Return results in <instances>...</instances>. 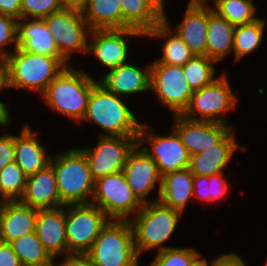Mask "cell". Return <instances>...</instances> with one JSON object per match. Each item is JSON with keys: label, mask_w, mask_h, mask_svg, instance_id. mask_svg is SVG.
<instances>
[{"label": "cell", "mask_w": 267, "mask_h": 266, "mask_svg": "<svg viewBox=\"0 0 267 266\" xmlns=\"http://www.w3.org/2000/svg\"><path fill=\"white\" fill-rule=\"evenodd\" d=\"M15 161V134L5 132L0 135V170Z\"/></svg>", "instance_id": "f35d334b"}, {"label": "cell", "mask_w": 267, "mask_h": 266, "mask_svg": "<svg viewBox=\"0 0 267 266\" xmlns=\"http://www.w3.org/2000/svg\"><path fill=\"white\" fill-rule=\"evenodd\" d=\"M172 128L179 135L190 156L218 144L233 128L218 122L193 121L182 115H172Z\"/></svg>", "instance_id": "2e32d148"}, {"label": "cell", "mask_w": 267, "mask_h": 266, "mask_svg": "<svg viewBox=\"0 0 267 266\" xmlns=\"http://www.w3.org/2000/svg\"><path fill=\"white\" fill-rule=\"evenodd\" d=\"M109 220L105 212L92 203L65 205L68 254H85Z\"/></svg>", "instance_id": "30bf717a"}, {"label": "cell", "mask_w": 267, "mask_h": 266, "mask_svg": "<svg viewBox=\"0 0 267 266\" xmlns=\"http://www.w3.org/2000/svg\"><path fill=\"white\" fill-rule=\"evenodd\" d=\"M123 99L98 81L93 86L81 123L98 125L103 130L99 134L103 136H138L142 122Z\"/></svg>", "instance_id": "7a4b0ae2"}, {"label": "cell", "mask_w": 267, "mask_h": 266, "mask_svg": "<svg viewBox=\"0 0 267 266\" xmlns=\"http://www.w3.org/2000/svg\"><path fill=\"white\" fill-rule=\"evenodd\" d=\"M144 37L152 40L164 39L163 41H165L161 48V56L150 63L183 66L195 55L163 20Z\"/></svg>", "instance_id": "4316f807"}, {"label": "cell", "mask_w": 267, "mask_h": 266, "mask_svg": "<svg viewBox=\"0 0 267 266\" xmlns=\"http://www.w3.org/2000/svg\"><path fill=\"white\" fill-rule=\"evenodd\" d=\"M230 253L220 254L218 257H214L213 260L208 262L207 258H204L200 254L191 264V266H218Z\"/></svg>", "instance_id": "ee69618b"}, {"label": "cell", "mask_w": 267, "mask_h": 266, "mask_svg": "<svg viewBox=\"0 0 267 266\" xmlns=\"http://www.w3.org/2000/svg\"><path fill=\"white\" fill-rule=\"evenodd\" d=\"M17 46L26 52L59 58L67 67L71 64L59 53L45 21L38 18L17 20Z\"/></svg>", "instance_id": "d6986e66"}, {"label": "cell", "mask_w": 267, "mask_h": 266, "mask_svg": "<svg viewBox=\"0 0 267 266\" xmlns=\"http://www.w3.org/2000/svg\"><path fill=\"white\" fill-rule=\"evenodd\" d=\"M16 31L17 20L13 17L0 13V60L5 61L7 57L18 47Z\"/></svg>", "instance_id": "8d00e7d4"}, {"label": "cell", "mask_w": 267, "mask_h": 266, "mask_svg": "<svg viewBox=\"0 0 267 266\" xmlns=\"http://www.w3.org/2000/svg\"><path fill=\"white\" fill-rule=\"evenodd\" d=\"M81 11L91 30L122 29L120 0H85Z\"/></svg>", "instance_id": "83f0119b"}, {"label": "cell", "mask_w": 267, "mask_h": 266, "mask_svg": "<svg viewBox=\"0 0 267 266\" xmlns=\"http://www.w3.org/2000/svg\"><path fill=\"white\" fill-rule=\"evenodd\" d=\"M163 21L190 48L195 55H205L207 50L208 6L187 5L182 19L173 27L167 13Z\"/></svg>", "instance_id": "ffe728a7"}, {"label": "cell", "mask_w": 267, "mask_h": 266, "mask_svg": "<svg viewBox=\"0 0 267 266\" xmlns=\"http://www.w3.org/2000/svg\"><path fill=\"white\" fill-rule=\"evenodd\" d=\"M150 92L171 115H181L194 92L184 76L182 66L150 63Z\"/></svg>", "instance_id": "7c38bea8"}, {"label": "cell", "mask_w": 267, "mask_h": 266, "mask_svg": "<svg viewBox=\"0 0 267 266\" xmlns=\"http://www.w3.org/2000/svg\"><path fill=\"white\" fill-rule=\"evenodd\" d=\"M155 253L153 261L148 266H191L200 255V252L193 247L176 246Z\"/></svg>", "instance_id": "d590c367"}, {"label": "cell", "mask_w": 267, "mask_h": 266, "mask_svg": "<svg viewBox=\"0 0 267 266\" xmlns=\"http://www.w3.org/2000/svg\"><path fill=\"white\" fill-rule=\"evenodd\" d=\"M183 214L164 206L159 201L143 204L137 214L129 220L138 255L152 250L173 248L165 245L173 236Z\"/></svg>", "instance_id": "3957f363"}, {"label": "cell", "mask_w": 267, "mask_h": 266, "mask_svg": "<svg viewBox=\"0 0 267 266\" xmlns=\"http://www.w3.org/2000/svg\"><path fill=\"white\" fill-rule=\"evenodd\" d=\"M0 266H22L10 243L0 241Z\"/></svg>", "instance_id": "60d3db41"}, {"label": "cell", "mask_w": 267, "mask_h": 266, "mask_svg": "<svg viewBox=\"0 0 267 266\" xmlns=\"http://www.w3.org/2000/svg\"><path fill=\"white\" fill-rule=\"evenodd\" d=\"M9 105V103L7 104V102H3L0 98V128L2 131H4L3 129H8V126L10 128L12 123V114H10Z\"/></svg>", "instance_id": "7bdbcfd3"}, {"label": "cell", "mask_w": 267, "mask_h": 266, "mask_svg": "<svg viewBox=\"0 0 267 266\" xmlns=\"http://www.w3.org/2000/svg\"><path fill=\"white\" fill-rule=\"evenodd\" d=\"M105 73L99 77V82L119 97L150 92V62L139 67L129 60L128 63L119 65Z\"/></svg>", "instance_id": "e0dca14e"}, {"label": "cell", "mask_w": 267, "mask_h": 266, "mask_svg": "<svg viewBox=\"0 0 267 266\" xmlns=\"http://www.w3.org/2000/svg\"><path fill=\"white\" fill-rule=\"evenodd\" d=\"M122 172L134 195L142 204L158 201L162 176L154 160L138 144L129 153ZM154 189L158 196L153 199L148 198Z\"/></svg>", "instance_id": "9a60e30c"}, {"label": "cell", "mask_w": 267, "mask_h": 266, "mask_svg": "<svg viewBox=\"0 0 267 266\" xmlns=\"http://www.w3.org/2000/svg\"><path fill=\"white\" fill-rule=\"evenodd\" d=\"M225 172L206 175H194L193 179V198L200 200L202 204L208 205L220 204L222 200H226L229 194L230 184L225 179Z\"/></svg>", "instance_id": "4dcf8cb0"}, {"label": "cell", "mask_w": 267, "mask_h": 266, "mask_svg": "<svg viewBox=\"0 0 267 266\" xmlns=\"http://www.w3.org/2000/svg\"><path fill=\"white\" fill-rule=\"evenodd\" d=\"M19 201L37 210L64 206L58 193L56 175L50 164L27 176L25 191Z\"/></svg>", "instance_id": "7402d4cb"}, {"label": "cell", "mask_w": 267, "mask_h": 266, "mask_svg": "<svg viewBox=\"0 0 267 266\" xmlns=\"http://www.w3.org/2000/svg\"><path fill=\"white\" fill-rule=\"evenodd\" d=\"M212 4L213 11L234 26L248 24L259 18L256 16L258 7L254 0H215Z\"/></svg>", "instance_id": "d6a6232c"}, {"label": "cell", "mask_w": 267, "mask_h": 266, "mask_svg": "<svg viewBox=\"0 0 267 266\" xmlns=\"http://www.w3.org/2000/svg\"><path fill=\"white\" fill-rule=\"evenodd\" d=\"M215 64L218 63L205 55H194L182 66L186 81L193 91L211 84L219 77V75L216 74Z\"/></svg>", "instance_id": "836d02e7"}, {"label": "cell", "mask_w": 267, "mask_h": 266, "mask_svg": "<svg viewBox=\"0 0 267 266\" xmlns=\"http://www.w3.org/2000/svg\"><path fill=\"white\" fill-rule=\"evenodd\" d=\"M59 53L71 64L73 54H87L91 29L81 8L64 7L43 18Z\"/></svg>", "instance_id": "9c48e42d"}, {"label": "cell", "mask_w": 267, "mask_h": 266, "mask_svg": "<svg viewBox=\"0 0 267 266\" xmlns=\"http://www.w3.org/2000/svg\"><path fill=\"white\" fill-rule=\"evenodd\" d=\"M122 29L133 28L144 36L163 19L144 0H120Z\"/></svg>", "instance_id": "f546056e"}, {"label": "cell", "mask_w": 267, "mask_h": 266, "mask_svg": "<svg viewBox=\"0 0 267 266\" xmlns=\"http://www.w3.org/2000/svg\"><path fill=\"white\" fill-rule=\"evenodd\" d=\"M155 130L142 123L137 144L154 160L160 175L189 167L190 155L177 132L172 127L165 135L157 134Z\"/></svg>", "instance_id": "8fae6325"}, {"label": "cell", "mask_w": 267, "mask_h": 266, "mask_svg": "<svg viewBox=\"0 0 267 266\" xmlns=\"http://www.w3.org/2000/svg\"><path fill=\"white\" fill-rule=\"evenodd\" d=\"M235 26L220 17L208 5L207 50L206 56L216 62L232 55Z\"/></svg>", "instance_id": "484cf974"}, {"label": "cell", "mask_w": 267, "mask_h": 266, "mask_svg": "<svg viewBox=\"0 0 267 266\" xmlns=\"http://www.w3.org/2000/svg\"><path fill=\"white\" fill-rule=\"evenodd\" d=\"M233 128L218 144L215 146L190 156L189 169L193 175L210 176L225 172L229 163L232 161L234 152H246V145H239Z\"/></svg>", "instance_id": "ac0fdd59"}, {"label": "cell", "mask_w": 267, "mask_h": 266, "mask_svg": "<svg viewBox=\"0 0 267 266\" xmlns=\"http://www.w3.org/2000/svg\"><path fill=\"white\" fill-rule=\"evenodd\" d=\"M96 266H139L129 220H109L85 253Z\"/></svg>", "instance_id": "8992f818"}, {"label": "cell", "mask_w": 267, "mask_h": 266, "mask_svg": "<svg viewBox=\"0 0 267 266\" xmlns=\"http://www.w3.org/2000/svg\"><path fill=\"white\" fill-rule=\"evenodd\" d=\"M266 262L263 264L264 266H267V257H266V260H265Z\"/></svg>", "instance_id": "f907efd6"}, {"label": "cell", "mask_w": 267, "mask_h": 266, "mask_svg": "<svg viewBox=\"0 0 267 266\" xmlns=\"http://www.w3.org/2000/svg\"><path fill=\"white\" fill-rule=\"evenodd\" d=\"M193 179L189 167L162 176L161 192L158 201L168 208L184 214L193 199Z\"/></svg>", "instance_id": "d4e9b609"}, {"label": "cell", "mask_w": 267, "mask_h": 266, "mask_svg": "<svg viewBox=\"0 0 267 266\" xmlns=\"http://www.w3.org/2000/svg\"><path fill=\"white\" fill-rule=\"evenodd\" d=\"M128 37L139 39L144 38V35L133 28L91 30L87 54H93L108 72L129 62L131 55H129V43L126 41Z\"/></svg>", "instance_id": "5bb4252c"}, {"label": "cell", "mask_w": 267, "mask_h": 266, "mask_svg": "<svg viewBox=\"0 0 267 266\" xmlns=\"http://www.w3.org/2000/svg\"><path fill=\"white\" fill-rule=\"evenodd\" d=\"M37 132L26 121L19 135H15V162L27 176L46 168L53 156L48 154V147L38 139Z\"/></svg>", "instance_id": "cb8c5ba5"}, {"label": "cell", "mask_w": 267, "mask_h": 266, "mask_svg": "<svg viewBox=\"0 0 267 266\" xmlns=\"http://www.w3.org/2000/svg\"><path fill=\"white\" fill-rule=\"evenodd\" d=\"M162 19L165 11V0H144Z\"/></svg>", "instance_id": "bcb514c9"}, {"label": "cell", "mask_w": 267, "mask_h": 266, "mask_svg": "<svg viewBox=\"0 0 267 266\" xmlns=\"http://www.w3.org/2000/svg\"><path fill=\"white\" fill-rule=\"evenodd\" d=\"M0 13L18 20L21 18V0H0Z\"/></svg>", "instance_id": "b9f144b4"}, {"label": "cell", "mask_w": 267, "mask_h": 266, "mask_svg": "<svg viewBox=\"0 0 267 266\" xmlns=\"http://www.w3.org/2000/svg\"><path fill=\"white\" fill-rule=\"evenodd\" d=\"M215 0H189L187 5L210 6ZM209 2V3H208ZM211 2V3H210Z\"/></svg>", "instance_id": "681fc988"}, {"label": "cell", "mask_w": 267, "mask_h": 266, "mask_svg": "<svg viewBox=\"0 0 267 266\" xmlns=\"http://www.w3.org/2000/svg\"><path fill=\"white\" fill-rule=\"evenodd\" d=\"M61 259L59 263L56 262L57 257L53 258L50 266H96L86 254L70 253L61 256Z\"/></svg>", "instance_id": "ab89813d"}, {"label": "cell", "mask_w": 267, "mask_h": 266, "mask_svg": "<svg viewBox=\"0 0 267 266\" xmlns=\"http://www.w3.org/2000/svg\"><path fill=\"white\" fill-rule=\"evenodd\" d=\"M35 233L52 258L68 254L65 226V205L38 210Z\"/></svg>", "instance_id": "44dd1931"}, {"label": "cell", "mask_w": 267, "mask_h": 266, "mask_svg": "<svg viewBox=\"0 0 267 266\" xmlns=\"http://www.w3.org/2000/svg\"><path fill=\"white\" fill-rule=\"evenodd\" d=\"M70 65L54 78L40 95L44 105L71 122L81 124L93 86L99 81L84 68Z\"/></svg>", "instance_id": "6da1fadb"}, {"label": "cell", "mask_w": 267, "mask_h": 266, "mask_svg": "<svg viewBox=\"0 0 267 266\" xmlns=\"http://www.w3.org/2000/svg\"><path fill=\"white\" fill-rule=\"evenodd\" d=\"M65 7L81 8L85 0H60Z\"/></svg>", "instance_id": "c3c4849f"}, {"label": "cell", "mask_w": 267, "mask_h": 266, "mask_svg": "<svg viewBox=\"0 0 267 266\" xmlns=\"http://www.w3.org/2000/svg\"><path fill=\"white\" fill-rule=\"evenodd\" d=\"M50 165L55 172L58 193L64 205L91 203L95 180L79 147L54 154Z\"/></svg>", "instance_id": "5b68a950"}, {"label": "cell", "mask_w": 267, "mask_h": 266, "mask_svg": "<svg viewBox=\"0 0 267 266\" xmlns=\"http://www.w3.org/2000/svg\"><path fill=\"white\" fill-rule=\"evenodd\" d=\"M7 89V66L5 61L0 60V94Z\"/></svg>", "instance_id": "7dc6e473"}, {"label": "cell", "mask_w": 267, "mask_h": 266, "mask_svg": "<svg viewBox=\"0 0 267 266\" xmlns=\"http://www.w3.org/2000/svg\"><path fill=\"white\" fill-rule=\"evenodd\" d=\"M218 266H244V258L236 252H230Z\"/></svg>", "instance_id": "f6af8a7d"}, {"label": "cell", "mask_w": 267, "mask_h": 266, "mask_svg": "<svg viewBox=\"0 0 267 266\" xmlns=\"http://www.w3.org/2000/svg\"><path fill=\"white\" fill-rule=\"evenodd\" d=\"M7 86L41 95L67 66L57 57L22 51L17 47L5 60Z\"/></svg>", "instance_id": "277c9868"}, {"label": "cell", "mask_w": 267, "mask_h": 266, "mask_svg": "<svg viewBox=\"0 0 267 266\" xmlns=\"http://www.w3.org/2000/svg\"><path fill=\"white\" fill-rule=\"evenodd\" d=\"M91 203L100 207L110 220H130L143 206L123 172L96 179Z\"/></svg>", "instance_id": "ba28073f"}, {"label": "cell", "mask_w": 267, "mask_h": 266, "mask_svg": "<svg viewBox=\"0 0 267 266\" xmlns=\"http://www.w3.org/2000/svg\"><path fill=\"white\" fill-rule=\"evenodd\" d=\"M64 7L60 0H21V18L43 19Z\"/></svg>", "instance_id": "74e56055"}, {"label": "cell", "mask_w": 267, "mask_h": 266, "mask_svg": "<svg viewBox=\"0 0 267 266\" xmlns=\"http://www.w3.org/2000/svg\"><path fill=\"white\" fill-rule=\"evenodd\" d=\"M22 266H50L53 258L45 250L35 232L10 242Z\"/></svg>", "instance_id": "1f68e13d"}, {"label": "cell", "mask_w": 267, "mask_h": 266, "mask_svg": "<svg viewBox=\"0 0 267 266\" xmlns=\"http://www.w3.org/2000/svg\"><path fill=\"white\" fill-rule=\"evenodd\" d=\"M138 136H103L98 134L94 146L79 148L85 155L94 180L122 172L129 153L137 145Z\"/></svg>", "instance_id": "4fadbf2b"}, {"label": "cell", "mask_w": 267, "mask_h": 266, "mask_svg": "<svg viewBox=\"0 0 267 266\" xmlns=\"http://www.w3.org/2000/svg\"><path fill=\"white\" fill-rule=\"evenodd\" d=\"M38 210L19 200L0 202V241L10 243L35 232Z\"/></svg>", "instance_id": "603a6c76"}, {"label": "cell", "mask_w": 267, "mask_h": 266, "mask_svg": "<svg viewBox=\"0 0 267 266\" xmlns=\"http://www.w3.org/2000/svg\"><path fill=\"white\" fill-rule=\"evenodd\" d=\"M27 175L15 162L0 170V202L20 200L25 191Z\"/></svg>", "instance_id": "e575fe53"}, {"label": "cell", "mask_w": 267, "mask_h": 266, "mask_svg": "<svg viewBox=\"0 0 267 266\" xmlns=\"http://www.w3.org/2000/svg\"><path fill=\"white\" fill-rule=\"evenodd\" d=\"M230 84L227 74L220 73L211 84L192 93L189 105L181 115L193 121L218 122L234 128L226 119L228 112L238 106V97Z\"/></svg>", "instance_id": "52a82bcc"}, {"label": "cell", "mask_w": 267, "mask_h": 266, "mask_svg": "<svg viewBox=\"0 0 267 266\" xmlns=\"http://www.w3.org/2000/svg\"><path fill=\"white\" fill-rule=\"evenodd\" d=\"M266 26L267 20L260 17L254 22L235 26L232 51L234 64L261 47Z\"/></svg>", "instance_id": "f1b7e54d"}]
</instances>
